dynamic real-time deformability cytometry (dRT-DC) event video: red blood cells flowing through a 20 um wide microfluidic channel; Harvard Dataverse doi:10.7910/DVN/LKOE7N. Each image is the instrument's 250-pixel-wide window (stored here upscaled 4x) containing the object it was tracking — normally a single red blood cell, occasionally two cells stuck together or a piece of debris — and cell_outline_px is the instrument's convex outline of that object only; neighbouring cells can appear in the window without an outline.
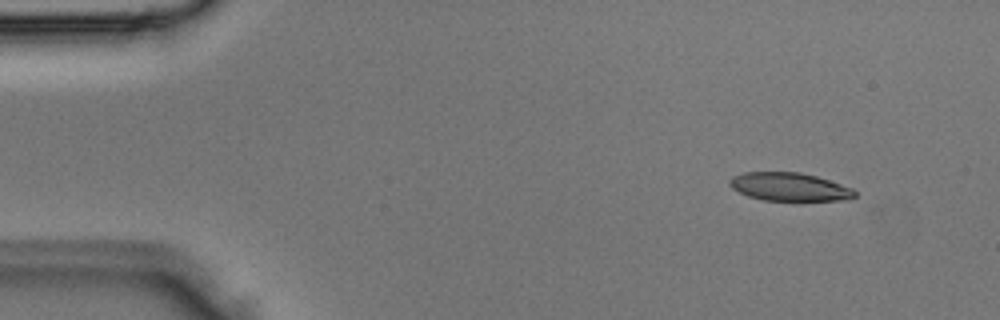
{"species": "Egyptian fruit bat (a non-hibernating species)", "species_latin": "Rousettus aegyptiacus", "temperature_condition": "room temperature", "stored_images_in_passage": 3, "segment_of_instrument_passage": [2, 2], "camera_frame_rate_fps": 3000, "um_per_image_px": 0.085, "animal": {"sex": "male"}, "frame": {"image": 1, "passage_image": 3, "time_ms": 0.667, "image_size_px": [1000, 320], "cell_outline_px": [[856, 196], [848, 200], [764, 200], [748, 196], [732, 188], [728, 184], [728, 180], [732, 176], [744, 172], [800, 172], [816, 176], [852, 188], [856, 192]], "centroid_in_image_um": [67.08, 15.87], "position_along_channel_um": 17.9, "area_um2": 20.52}}